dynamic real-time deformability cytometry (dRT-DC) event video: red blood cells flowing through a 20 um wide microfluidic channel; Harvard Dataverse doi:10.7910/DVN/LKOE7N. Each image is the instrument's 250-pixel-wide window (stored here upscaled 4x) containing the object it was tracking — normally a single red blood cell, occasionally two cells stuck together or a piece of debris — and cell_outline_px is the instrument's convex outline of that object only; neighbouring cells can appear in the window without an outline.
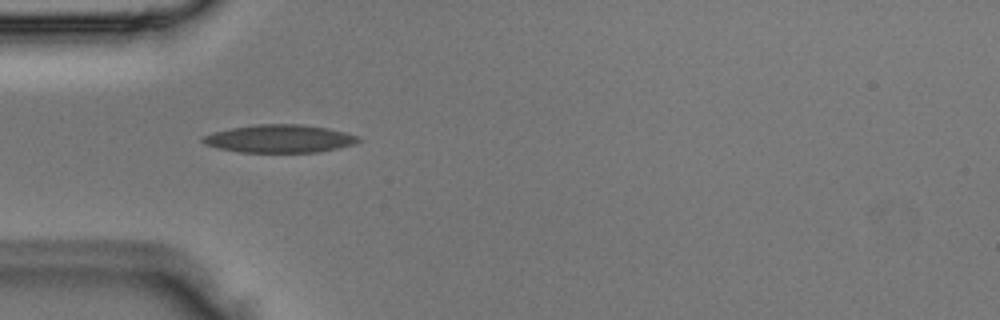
{"species": "Egyptian fruit bat (a non-hibernating species)", "species_latin": "Rousettus aegyptiacus", "temperature_condition": "room temperature", "stored_images_in_passage": 1, "camera_frame_rate_fps": 3000, "um_per_image_px": 0.085, "animal": {"sex": "male"}, "frame": {"image": 1, "passage_image": 1, "time_ms": 0.0, "image_size_px": [1000, 320], "cell_outline_px": [[360, 140], [356, 144], [316, 152], [240, 152], [220, 148], [204, 144], [200, 140], [200, 136], [212, 132], [232, 128], [256, 124], [304, 124], [328, 128], [360, 136]], "centroid_in_image_um": [23.74, 11.78], "position_along_channel_um": 61.3, "area_um2": 25.37}}